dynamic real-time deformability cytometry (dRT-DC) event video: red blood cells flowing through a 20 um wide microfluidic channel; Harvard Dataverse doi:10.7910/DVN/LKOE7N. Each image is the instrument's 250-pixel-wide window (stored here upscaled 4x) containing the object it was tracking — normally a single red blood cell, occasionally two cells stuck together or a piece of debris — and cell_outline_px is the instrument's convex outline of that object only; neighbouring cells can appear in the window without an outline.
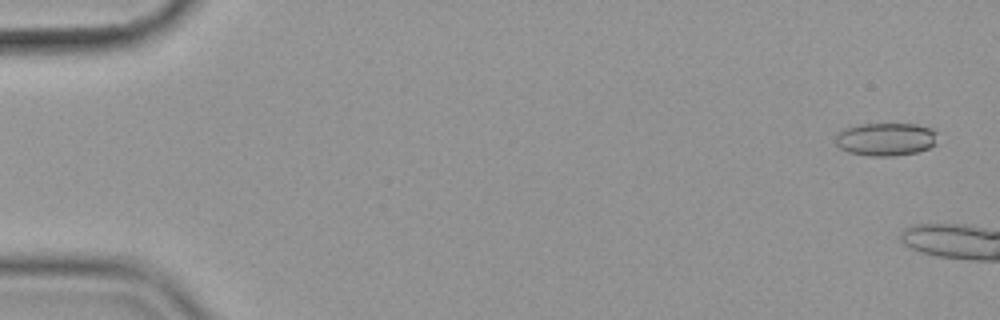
{"species": "common noctule bat (a hibernating species)", "species_latin": "Nyctalus noctula", "temperature_condition": "cold", "stored_images_in_passage": 12, "camera_frame_rate_fps": 3000, "um_per_image_px": 0.085, "animal": {"sex": "female", "body_mass_g": 19.9}, "frame": {"image": 1, "passage_image": 3, "time_ms": 0.667, "image_size_px": [1000, 320], "cell_outline_px": [[936, 144], [928, 148], [916, 152], [892, 156], [872, 156], [848, 152], [840, 148], [836, 144], [836, 132], [860, 124], [916, 124], [928, 128], [936, 132]], "centroid_in_image_um": [75.28, 11.84], "position_along_channel_um": 9.7, "area_um2": 19.48}}